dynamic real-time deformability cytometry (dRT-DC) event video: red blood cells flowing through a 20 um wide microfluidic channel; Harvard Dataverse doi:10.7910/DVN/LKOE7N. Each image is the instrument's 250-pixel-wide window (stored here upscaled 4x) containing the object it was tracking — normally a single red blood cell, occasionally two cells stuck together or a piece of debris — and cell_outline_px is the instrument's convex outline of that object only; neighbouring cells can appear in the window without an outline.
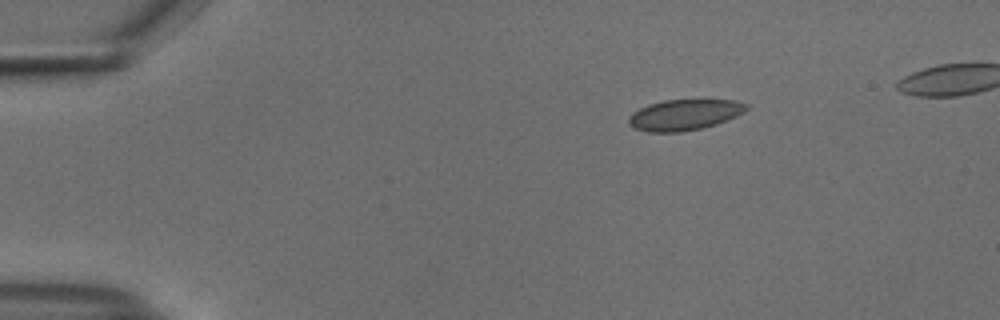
{"species": "common noctule bat (a hibernating species)", "species_latin": "Nyctalus noctula", "temperature_condition": "cold", "stored_images_in_passage": 44, "camera_frame_rate_fps": 3000, "um_per_image_px": 0.085, "animal": {"sex": "male", "body_mass_g": 18.8}, "frame": {"image": 1, "passage_image": 1, "time_ms": 0.0, "image_size_px": [1000, 320], "cell_outline_px": [[748, 108], [744, 112], [736, 116], [716, 124], [700, 128], [680, 132], [648, 132], [636, 128], [628, 124], [628, 116], [632, 112], [648, 104], [664, 100], [736, 100], [748, 104]], "centroid_in_image_um": [58.16, 9.75], "position_along_channel_um": 26.8, "area_um2": 21.1}}
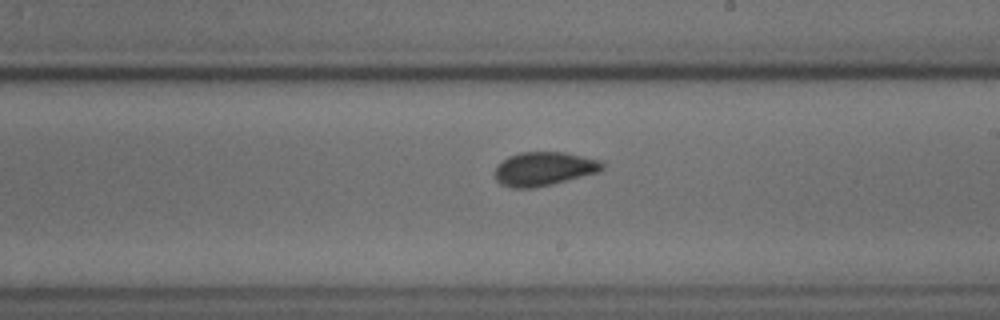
{"frame": {"image": 2, "passage_image": 24, "time_ms": 7.667, "image_size_px": [1000, 320], "cell_outline_px": [[604, 168], [600, 172], [552, 184], [532, 188], [512, 188], [500, 184], [496, 180], [496, 164], [508, 156], [520, 152], [564, 152], [600, 160], [604, 164]], "centroid_in_image_um": [46.23, 14.35], "position_along_channel_um": 242.8, "area_um2": 21.27}}
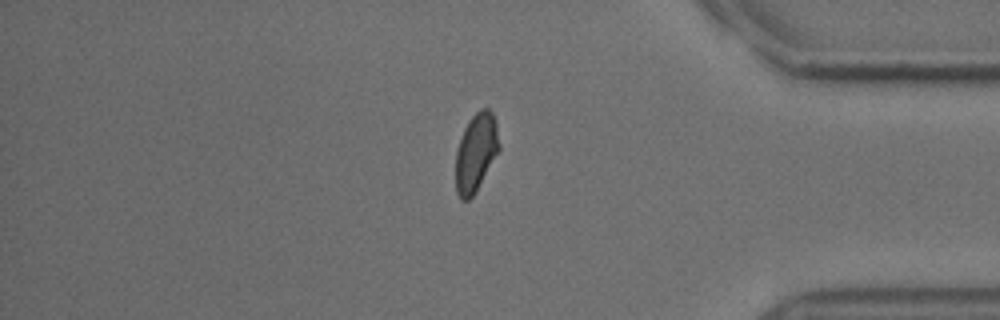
{"frame": {"image": 3, "passage_image": 38, "time_ms": 12.333, "image_size_px": [1000, 320], "cell_outline_px": [[500, 148], [476, 192], [468, 200], [460, 200], [456, 192], [456, 152], [464, 128], [468, 120], [480, 108], [488, 108], [492, 112], [496, 120], [500, 144]], "centroid_in_image_um": [40.46, 12.95], "position_along_channel_um": 394.7, "area_um2": 19.88}}